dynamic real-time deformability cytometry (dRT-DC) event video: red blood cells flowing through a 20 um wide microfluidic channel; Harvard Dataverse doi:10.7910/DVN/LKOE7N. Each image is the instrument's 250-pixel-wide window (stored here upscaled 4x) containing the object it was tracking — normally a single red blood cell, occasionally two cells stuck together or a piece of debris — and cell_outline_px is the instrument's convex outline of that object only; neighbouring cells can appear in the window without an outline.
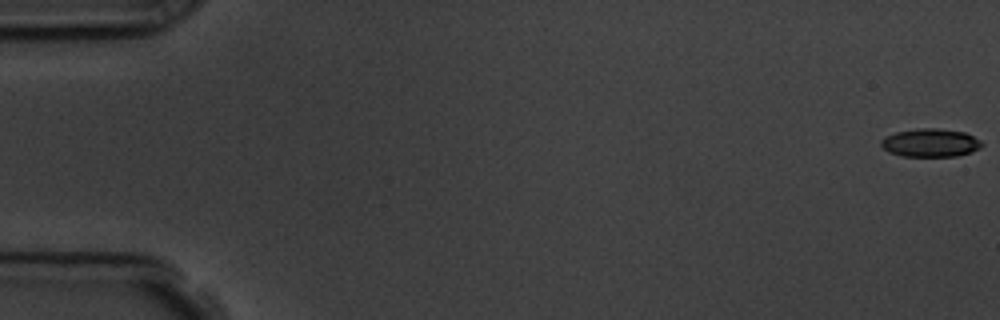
{"species": "common noctule bat (a hibernating species)", "species_latin": "Nyctalus noctula", "temperature_condition": "room temperature", "stored_images_in_passage": 57, "camera_frame_rate_fps": 3000, "um_per_image_px": 0.085, "animal": {"sex": "male", "body_mass_g": 19.5, "forearm_length_mm": 54.6}, "frame": {"image": 1, "passage_image": 1, "time_ms": 0.0, "image_size_px": [1000, 320], "cell_outline_px": [[984, 144], [980, 148], [972, 152], [956, 156], [900, 156], [888, 152], [880, 144], [880, 140], [884, 136], [896, 132], [916, 128], [936, 128], [964, 132], [980, 140]], "centroid_in_image_um": [79.06, 12.14], "position_along_channel_um": 5.9, "area_um2": 16.7}}
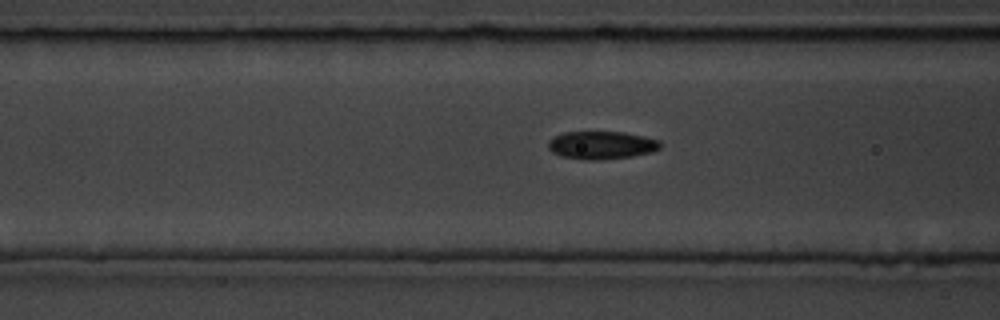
{"frame": {"image": 2, "passage_image": 23, "time_ms": 7.333, "image_size_px": [1000, 320], "cell_outline_px": [[660, 148], [652, 152], [632, 156], [600, 160], [588, 160], [560, 156], [552, 152], [548, 148], [548, 140], [564, 132], [624, 132], [644, 136], [660, 140]], "centroid_in_image_um": [51.13, 12.34], "position_along_channel_um": 115.5, "area_um2": 18.26}}
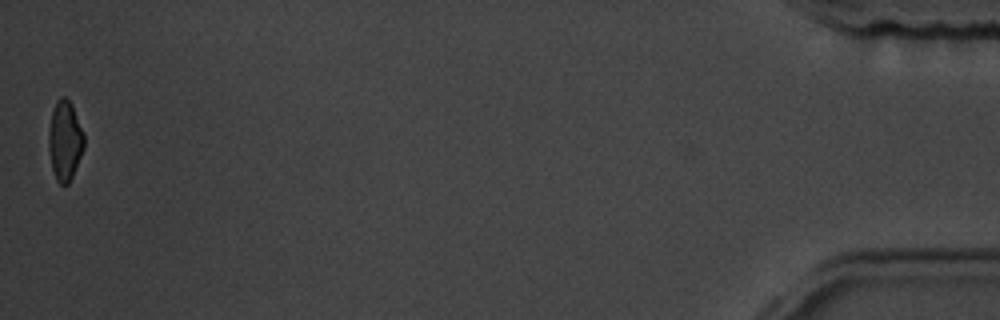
{"frame": {"image": 3, "passage_image": 57, "time_ms": 18.667, "image_size_px": [1000, 320], "cell_outline_px": [[84, 148], [72, 176], [68, 184], [60, 184], [56, 180], [52, 168], [48, 148], [48, 132], [52, 112], [56, 100], [60, 96], [64, 96], [72, 104], [84, 132]], "centroid_in_image_um": [5.51, 11.92], "position_along_channel_um": 429.7, "area_um2": 16.53}, "authors_computed_cell_mechanics": {"area_um2": 17.1666, "velocity_mm_per_s": 3.6287, "shape_relaxation_time_tau1_ms": 3.3926, "shape_relaxation_time_tau2_ms": 4.0042, "deformation_change_tau1": 0.0961, "deformation_change_tau2": 0.0905}}